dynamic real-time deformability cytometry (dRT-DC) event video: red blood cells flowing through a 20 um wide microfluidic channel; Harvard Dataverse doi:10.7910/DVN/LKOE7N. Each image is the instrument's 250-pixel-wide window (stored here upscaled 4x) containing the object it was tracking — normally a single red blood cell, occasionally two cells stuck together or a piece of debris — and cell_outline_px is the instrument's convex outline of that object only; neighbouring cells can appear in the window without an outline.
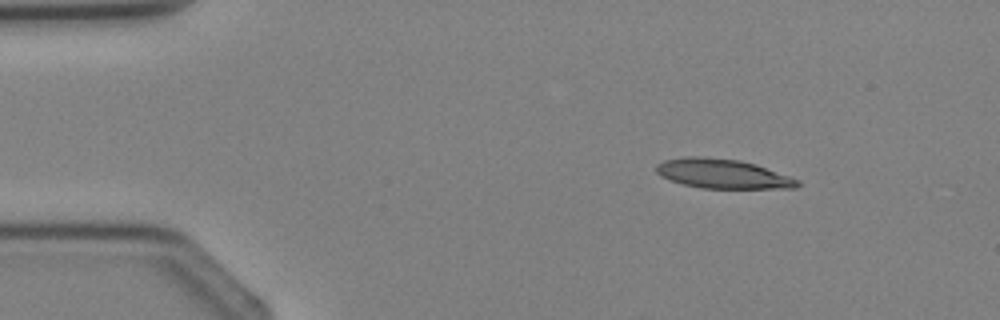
{"species": "Egyptian fruit bat (a non-hibernating species)", "species_latin": "Rousettus aegyptiacus", "temperature_condition": "cold", "stored_images_in_passage": 3, "camera_frame_rate_fps": 3000, "um_per_image_px": 0.085, "animal": {"sex": "female"}, "frame": {"image": 1, "passage_image": 1, "time_ms": 0.0, "image_size_px": [1000, 320], "cell_outline_px": [[800, 184], [796, 188], [704, 188], [684, 184], [660, 176], [656, 172], [656, 164], [664, 160], [684, 156], [696, 156], [740, 160], [756, 164], [800, 180]], "centroid_in_image_um": [61.42, 14.76], "position_along_channel_um": 23.6, "area_um2": 24.1}}
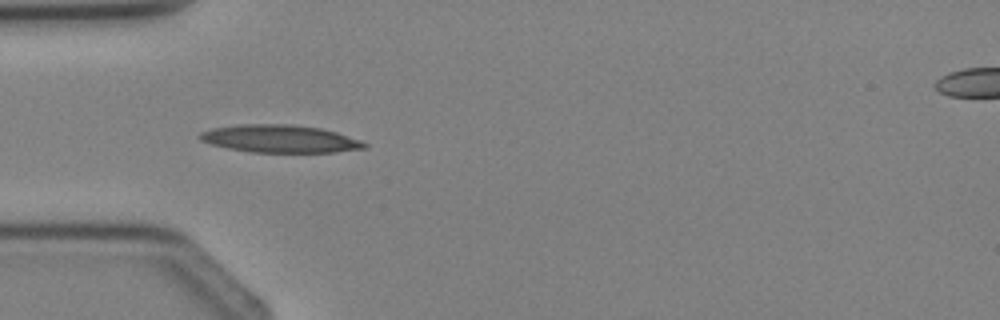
{"frame": {"image": 2, "passage_image": 2, "time_ms": 2.0, "image_size_px": [1000, 320], "cell_outline_px": [[368, 148], [332, 152], [248, 152], [228, 148], [212, 144], [200, 140], [196, 136], [200, 132], [212, 128], [240, 124], [292, 124], [320, 128], [336, 132], [360, 140], [368, 144]], "centroid_in_image_um": [23.77, 11.79], "position_along_channel_um": 61.2, "area_um2": 26.59}}
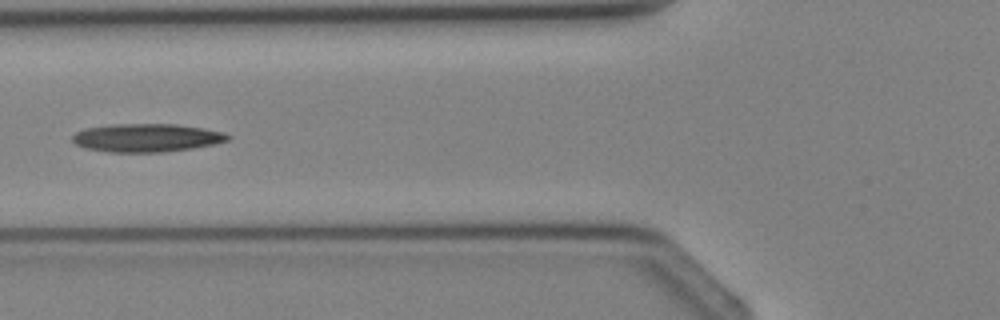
{"frame": {"image": 3, "passage_image": 3, "time_ms": 3.0, "image_size_px": [1000, 320], "cell_outline_px": [[232, 136], [228, 140], [212, 144], [192, 148], [160, 152], [108, 152], [84, 148], [76, 144], [72, 140], [72, 136], [76, 132], [88, 128], [112, 124], [176, 124], [204, 128], [224, 132]], "centroid_in_image_um": [12.46, 11.71], "position_along_channel_um": 113.3, "area_um2": 25.49}}